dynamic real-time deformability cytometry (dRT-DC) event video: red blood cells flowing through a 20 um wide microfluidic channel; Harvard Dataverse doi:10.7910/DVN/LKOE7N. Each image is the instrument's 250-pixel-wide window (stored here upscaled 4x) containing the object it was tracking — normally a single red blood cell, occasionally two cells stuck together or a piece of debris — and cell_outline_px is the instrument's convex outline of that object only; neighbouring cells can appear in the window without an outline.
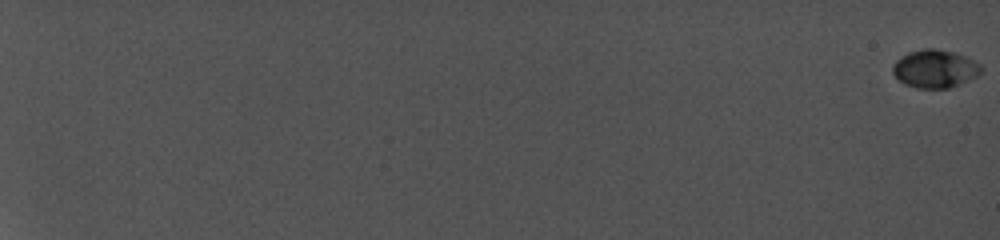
{"species": "common noctule bat (a hibernating species)", "species_latin": "Nyctalus noctula", "temperature_condition": "cold", "stored_images_in_passage": 43, "camera_frame_rate_fps": 5000, "um_per_image_px": 0.085, "animal": {"sex": "female", "body_mass_g": 19.0, "forearm_length_mm": 56.7}, "frame": {"image": 1, "passage_image": 1, "time_ms": 0.0, "image_size_px": [1000, 240], "cell_outline_px": [[984, 68], [976, 76], [968, 80], [948, 88], [916, 88], [904, 84], [892, 72], [892, 64], [900, 56], [908, 52], [924, 48], [932, 48], [952, 52], [964, 56], [980, 64]], "centroid_in_image_um": [79.43, 5.84], "position_along_channel_um": 5.6, "area_um2": 19.48}}
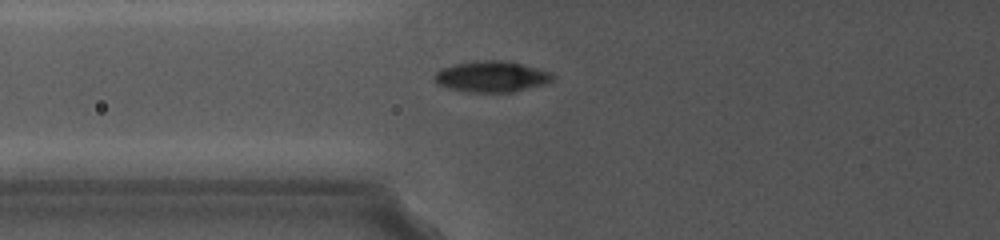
{"frame": {"image": 2, "passage_image": 20, "time_ms": 10.0, "image_size_px": [1000, 240], "cell_outline_px": [[552, 80], [544, 84], [512, 92], [472, 92], [452, 88], [440, 84], [436, 80], [436, 72], [440, 68], [456, 64], [476, 60], [508, 60], [536, 68], [548, 72], [552, 76]], "centroid_in_image_um": [41.79, 6.49], "position_along_channel_um": 84.0, "area_um2": 20.87}}
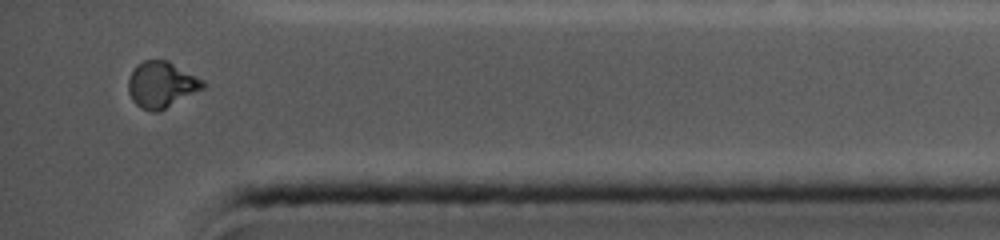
{"frame": {"image": 3, "passage_image": 43, "time_ms": 18.8, "image_size_px": [1000, 240], "cell_outline_px": [[204, 88], [160, 112], [152, 112], [140, 108], [132, 100], [128, 92], [128, 80], [136, 64], [144, 60], [168, 60], [204, 80]], "centroid_in_image_um": [13.71, 7.21], "position_along_channel_um": 421.5, "area_um2": 20.23}, "authors_computed_cell_mechanics": {"area_um2": 20.0566, "velocity_mm_per_s": 3.8662, "shape_relaxation_time_tau1_ms": 5.219, "shape_relaxation_time_tau2_ms": 1.9555, "deformation_change_tau1": 0.1331, "deformation_change_tau2": 0.0332}}